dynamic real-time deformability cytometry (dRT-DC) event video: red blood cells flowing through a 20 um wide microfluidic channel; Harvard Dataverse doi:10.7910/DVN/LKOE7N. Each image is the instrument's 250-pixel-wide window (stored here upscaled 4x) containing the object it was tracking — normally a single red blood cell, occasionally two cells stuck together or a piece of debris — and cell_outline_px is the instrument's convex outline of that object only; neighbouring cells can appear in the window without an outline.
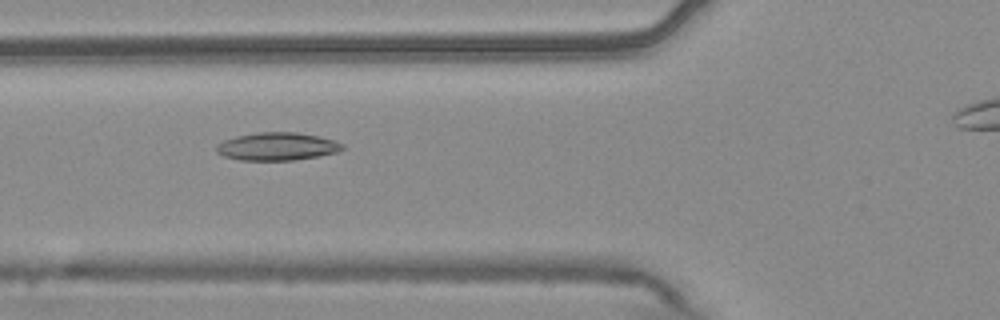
{"species": "common noctule bat (a hibernating species)", "species_latin": "Nyctalus noctula", "temperature_condition": "warm", "stored_images_in_passage": 7, "camera_frame_rate_fps": 3000, "um_per_image_px": 0.085, "animal": {"sex": "male", "body_mass_g": 20.4}, "frame": {"image": 1, "passage_image": 6, "time_ms": 1.667, "image_size_px": [1000, 320], "cell_outline_px": [[344, 148], [340, 152], [320, 156], [292, 160], [240, 160], [224, 156], [216, 152], [216, 144], [224, 140], [236, 136], [260, 132], [296, 132], [320, 136], [344, 144]], "centroid_in_image_um": [23.58, 12.45], "position_along_channel_um": 102.2, "area_um2": 20.58}}